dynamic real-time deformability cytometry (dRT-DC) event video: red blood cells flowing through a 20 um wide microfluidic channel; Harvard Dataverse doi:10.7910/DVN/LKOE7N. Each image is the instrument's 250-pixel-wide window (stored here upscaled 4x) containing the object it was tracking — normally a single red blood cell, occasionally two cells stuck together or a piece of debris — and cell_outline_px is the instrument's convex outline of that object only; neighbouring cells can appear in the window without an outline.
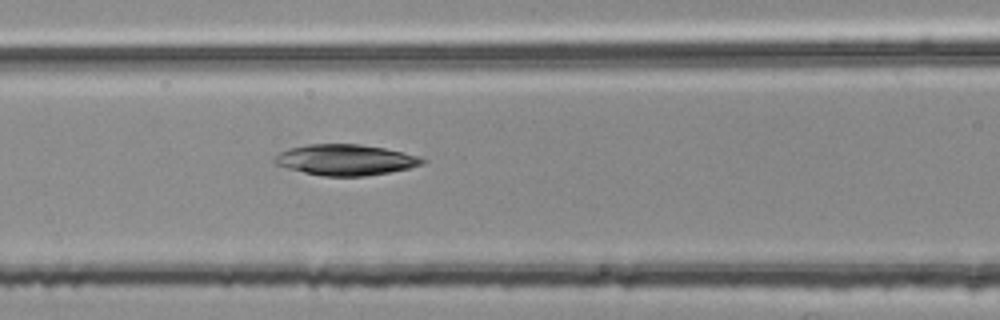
{"species": "common noctule bat (a hibernating species)", "species_latin": "Nyctalus noctula", "temperature_condition": "room temperature", "stored_images_in_passage": 5, "camera_frame_rate_fps": 3000, "um_per_image_px": 0.085, "animal": {"sex": "female", "body_mass_g": 25.1}, "frame": {"image": 1, "passage_image": 5, "time_ms": 1.333, "image_size_px": [1000, 320], "cell_outline_px": [[424, 164], [408, 168], [388, 172], [364, 176], [324, 176], [304, 172], [288, 168], [276, 164], [272, 160], [272, 156], [288, 148], [308, 144], [360, 144], [384, 148], [420, 156], [424, 160]], "centroid_in_image_um": [29.33, 13.58], "position_along_channel_um": 137.3, "area_um2": 26.47}}